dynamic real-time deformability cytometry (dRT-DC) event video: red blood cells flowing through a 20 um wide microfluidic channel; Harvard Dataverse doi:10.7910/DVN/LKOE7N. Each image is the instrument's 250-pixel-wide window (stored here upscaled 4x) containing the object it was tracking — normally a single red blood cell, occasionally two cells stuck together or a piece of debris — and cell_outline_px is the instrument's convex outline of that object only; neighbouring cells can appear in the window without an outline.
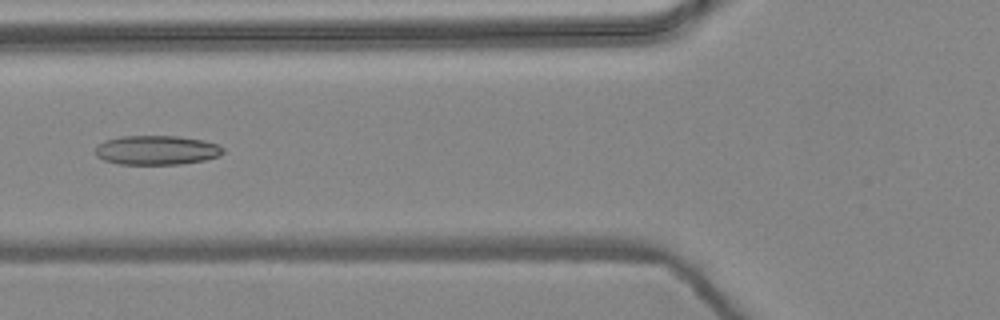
{"species": "common noctule bat (a hibernating species)", "species_latin": "Nyctalus noctula", "temperature_condition": "warm", "stored_images_in_passage": 6, "camera_frame_rate_fps": 3000, "um_per_image_px": 0.085, "animal": {"sex": "female", "body_mass_g": 24.6, "forearm_length_mm": 56.2}, "frame": {"image": 1, "passage_image": 6, "time_ms": 1.667, "image_size_px": [1000, 320], "cell_outline_px": [[224, 152], [220, 156], [204, 160], [180, 164], [120, 164], [104, 160], [96, 156], [96, 144], [104, 140], [120, 136], [176, 136], [204, 140], [216, 144], [224, 148]], "centroid_in_image_um": [13.3, 12.76], "position_along_channel_um": 112.5, "area_um2": 21.91}}